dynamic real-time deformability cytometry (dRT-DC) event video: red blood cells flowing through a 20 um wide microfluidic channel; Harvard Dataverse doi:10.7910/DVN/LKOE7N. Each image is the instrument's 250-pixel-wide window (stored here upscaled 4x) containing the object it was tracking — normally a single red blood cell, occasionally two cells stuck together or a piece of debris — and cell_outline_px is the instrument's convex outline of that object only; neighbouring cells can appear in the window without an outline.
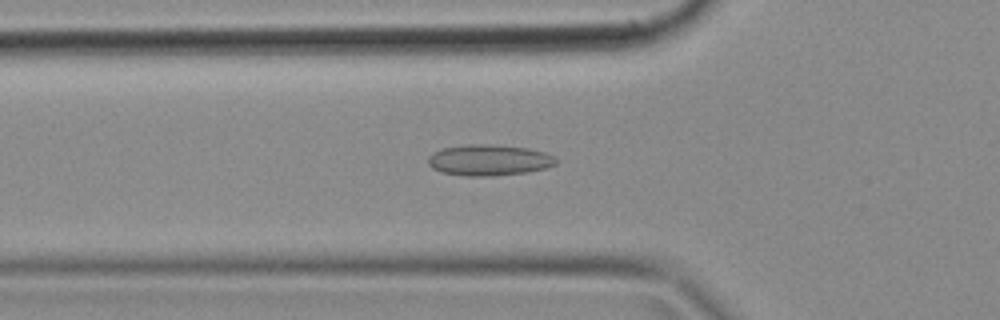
{"species": "common noctule bat (a hibernating species)", "species_latin": "Nyctalus noctula", "temperature_condition": "cold", "stored_images_in_passage": 50, "camera_frame_rate_fps": 3000, "um_per_image_px": 0.085, "animal": {"sex": "female", "body_mass_g": 18.4}, "frame": {"image": 1, "passage_image": 17, "time_ms": 5.333, "image_size_px": [1000, 320], "cell_outline_px": [[556, 164], [544, 168], [524, 172], [488, 176], [464, 176], [440, 172], [432, 168], [428, 164], [428, 156], [432, 152], [444, 148], [464, 144], [488, 144], [528, 148], [544, 152], [556, 156]], "centroid_in_image_um": [41.52, 13.6], "position_along_channel_um": 84.3, "area_um2": 23.12}}
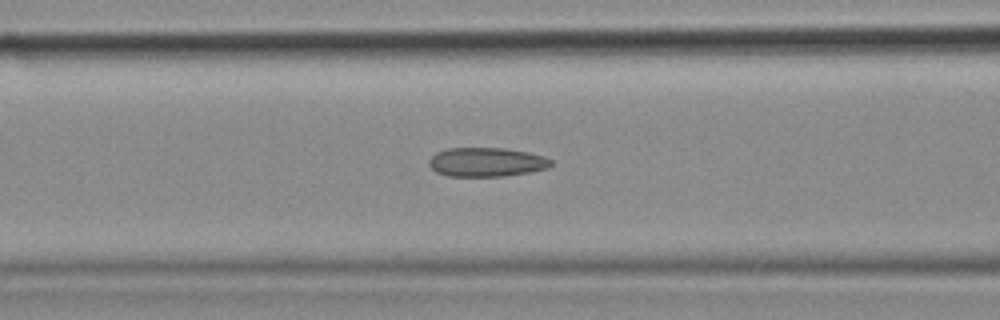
{"frame": {"image": 2, "passage_image": 20, "time_ms": 6.333, "image_size_px": [1000, 320], "cell_outline_px": [[552, 164], [548, 168], [528, 172], [504, 176], [448, 176], [436, 172], [428, 164], [428, 160], [436, 152], [448, 148], [504, 148], [528, 152], [544, 156], [552, 160]], "centroid_in_image_um": [41.34, 13.77], "position_along_channel_um": 125.3, "area_um2": 20.69}}
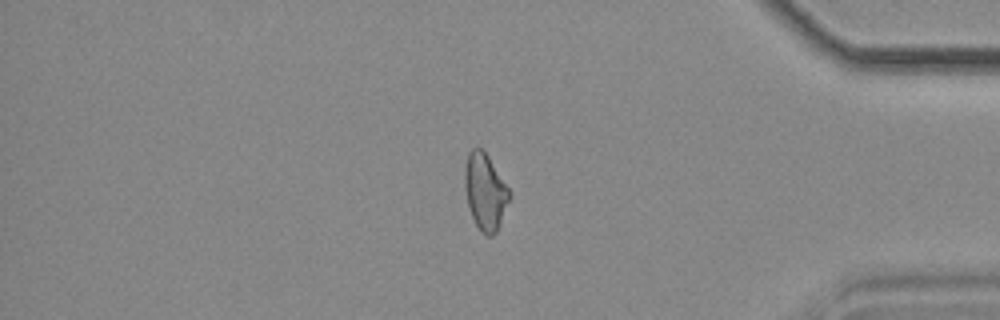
{"frame": {"image": 3, "passage_image": 42, "time_ms": 13.667, "image_size_px": [1000, 320], "cell_outline_px": [[508, 200], [496, 232], [492, 236], [488, 236], [480, 232], [472, 216], [468, 204], [464, 184], [464, 168], [468, 152], [472, 148], [480, 148], [488, 156], [508, 188]], "centroid_in_image_um": [41.19, 16.28], "position_along_channel_um": 394.0, "area_um2": 19.31}}